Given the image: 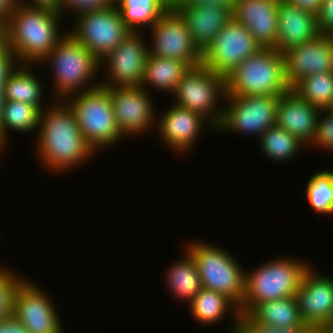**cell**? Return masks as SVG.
<instances>
[{"mask_svg": "<svg viewBox=\"0 0 333 333\" xmlns=\"http://www.w3.org/2000/svg\"><path fill=\"white\" fill-rule=\"evenodd\" d=\"M291 90L311 105L329 109L333 106V71L306 76Z\"/></svg>", "mask_w": 333, "mask_h": 333, "instance_id": "30", "label": "cell"}, {"mask_svg": "<svg viewBox=\"0 0 333 333\" xmlns=\"http://www.w3.org/2000/svg\"><path fill=\"white\" fill-rule=\"evenodd\" d=\"M218 131L261 135L276 125L279 96H226ZM225 130V131H224Z\"/></svg>", "mask_w": 333, "mask_h": 333, "instance_id": "10", "label": "cell"}, {"mask_svg": "<svg viewBox=\"0 0 333 333\" xmlns=\"http://www.w3.org/2000/svg\"><path fill=\"white\" fill-rule=\"evenodd\" d=\"M320 333H333V327L332 326H326L320 328Z\"/></svg>", "mask_w": 333, "mask_h": 333, "instance_id": "46", "label": "cell"}, {"mask_svg": "<svg viewBox=\"0 0 333 333\" xmlns=\"http://www.w3.org/2000/svg\"><path fill=\"white\" fill-rule=\"evenodd\" d=\"M282 54L291 88L306 76L333 71V43L329 35L320 34L312 41L286 49Z\"/></svg>", "mask_w": 333, "mask_h": 333, "instance_id": "17", "label": "cell"}, {"mask_svg": "<svg viewBox=\"0 0 333 333\" xmlns=\"http://www.w3.org/2000/svg\"><path fill=\"white\" fill-rule=\"evenodd\" d=\"M69 33L99 61L111 53L131 31L123 23L115 4L76 16Z\"/></svg>", "mask_w": 333, "mask_h": 333, "instance_id": "9", "label": "cell"}, {"mask_svg": "<svg viewBox=\"0 0 333 333\" xmlns=\"http://www.w3.org/2000/svg\"><path fill=\"white\" fill-rule=\"evenodd\" d=\"M62 19L54 9L16 2L4 26V39L18 63L40 64L68 33L59 31Z\"/></svg>", "mask_w": 333, "mask_h": 333, "instance_id": "2", "label": "cell"}, {"mask_svg": "<svg viewBox=\"0 0 333 333\" xmlns=\"http://www.w3.org/2000/svg\"><path fill=\"white\" fill-rule=\"evenodd\" d=\"M0 333H29L24 325L14 317L0 322Z\"/></svg>", "mask_w": 333, "mask_h": 333, "instance_id": "41", "label": "cell"}, {"mask_svg": "<svg viewBox=\"0 0 333 333\" xmlns=\"http://www.w3.org/2000/svg\"><path fill=\"white\" fill-rule=\"evenodd\" d=\"M5 148H2L0 147V153H3L2 151L4 150ZM1 156V155H0Z\"/></svg>", "mask_w": 333, "mask_h": 333, "instance_id": "49", "label": "cell"}, {"mask_svg": "<svg viewBox=\"0 0 333 333\" xmlns=\"http://www.w3.org/2000/svg\"><path fill=\"white\" fill-rule=\"evenodd\" d=\"M4 39V26L0 23V42Z\"/></svg>", "mask_w": 333, "mask_h": 333, "instance_id": "47", "label": "cell"}, {"mask_svg": "<svg viewBox=\"0 0 333 333\" xmlns=\"http://www.w3.org/2000/svg\"><path fill=\"white\" fill-rule=\"evenodd\" d=\"M191 67L185 63L174 59L162 58L148 53L144 78L141 87L146 89L149 85L159 91L174 93L177 84Z\"/></svg>", "mask_w": 333, "mask_h": 333, "instance_id": "24", "label": "cell"}, {"mask_svg": "<svg viewBox=\"0 0 333 333\" xmlns=\"http://www.w3.org/2000/svg\"><path fill=\"white\" fill-rule=\"evenodd\" d=\"M320 35L316 16L285 0L279 1L275 49L284 52L293 46L314 40Z\"/></svg>", "mask_w": 333, "mask_h": 333, "instance_id": "22", "label": "cell"}, {"mask_svg": "<svg viewBox=\"0 0 333 333\" xmlns=\"http://www.w3.org/2000/svg\"><path fill=\"white\" fill-rule=\"evenodd\" d=\"M17 63V64H16ZM18 66L15 54L5 39L0 42V85H5L9 74Z\"/></svg>", "mask_w": 333, "mask_h": 333, "instance_id": "37", "label": "cell"}, {"mask_svg": "<svg viewBox=\"0 0 333 333\" xmlns=\"http://www.w3.org/2000/svg\"><path fill=\"white\" fill-rule=\"evenodd\" d=\"M141 32H131L100 64L108 76L100 80L102 87H141L149 46Z\"/></svg>", "mask_w": 333, "mask_h": 333, "instance_id": "13", "label": "cell"}, {"mask_svg": "<svg viewBox=\"0 0 333 333\" xmlns=\"http://www.w3.org/2000/svg\"><path fill=\"white\" fill-rule=\"evenodd\" d=\"M64 102L74 112L85 140L96 153L124 137L116 123L109 87L100 85L68 96Z\"/></svg>", "mask_w": 333, "mask_h": 333, "instance_id": "7", "label": "cell"}, {"mask_svg": "<svg viewBox=\"0 0 333 333\" xmlns=\"http://www.w3.org/2000/svg\"><path fill=\"white\" fill-rule=\"evenodd\" d=\"M311 266L300 259L279 257L246 272L245 298L240 313H249L257 304L296 295L303 275Z\"/></svg>", "mask_w": 333, "mask_h": 333, "instance_id": "5", "label": "cell"}, {"mask_svg": "<svg viewBox=\"0 0 333 333\" xmlns=\"http://www.w3.org/2000/svg\"><path fill=\"white\" fill-rule=\"evenodd\" d=\"M299 333H320L319 327H306L304 330H301Z\"/></svg>", "mask_w": 333, "mask_h": 333, "instance_id": "45", "label": "cell"}, {"mask_svg": "<svg viewBox=\"0 0 333 333\" xmlns=\"http://www.w3.org/2000/svg\"><path fill=\"white\" fill-rule=\"evenodd\" d=\"M172 95L176 99L174 104L201 115L210 123L209 128L216 130L224 109L216 105L225 100L221 98L226 97V78L201 64L189 69Z\"/></svg>", "mask_w": 333, "mask_h": 333, "instance_id": "8", "label": "cell"}, {"mask_svg": "<svg viewBox=\"0 0 333 333\" xmlns=\"http://www.w3.org/2000/svg\"><path fill=\"white\" fill-rule=\"evenodd\" d=\"M37 133V154L52 171L71 170L96 154L64 101H55L41 111Z\"/></svg>", "mask_w": 333, "mask_h": 333, "instance_id": "1", "label": "cell"}, {"mask_svg": "<svg viewBox=\"0 0 333 333\" xmlns=\"http://www.w3.org/2000/svg\"><path fill=\"white\" fill-rule=\"evenodd\" d=\"M300 316L307 327L333 324V279L319 275L312 267L303 275L295 295Z\"/></svg>", "mask_w": 333, "mask_h": 333, "instance_id": "16", "label": "cell"}, {"mask_svg": "<svg viewBox=\"0 0 333 333\" xmlns=\"http://www.w3.org/2000/svg\"><path fill=\"white\" fill-rule=\"evenodd\" d=\"M166 112L162 113V117H157L156 126L160 133V140L174 152H182V155L192 149L201 129L208 123L201 115L182 108L176 104L168 107ZM207 122V123H206ZM205 124V125H204ZM203 126V127H202Z\"/></svg>", "mask_w": 333, "mask_h": 333, "instance_id": "19", "label": "cell"}, {"mask_svg": "<svg viewBox=\"0 0 333 333\" xmlns=\"http://www.w3.org/2000/svg\"><path fill=\"white\" fill-rule=\"evenodd\" d=\"M260 49L261 46L246 27L231 19L202 53L201 64L226 78L239 64Z\"/></svg>", "mask_w": 333, "mask_h": 333, "instance_id": "11", "label": "cell"}, {"mask_svg": "<svg viewBox=\"0 0 333 333\" xmlns=\"http://www.w3.org/2000/svg\"><path fill=\"white\" fill-rule=\"evenodd\" d=\"M306 198L312 209L320 214H333V171H317L306 185Z\"/></svg>", "mask_w": 333, "mask_h": 333, "instance_id": "32", "label": "cell"}, {"mask_svg": "<svg viewBox=\"0 0 333 333\" xmlns=\"http://www.w3.org/2000/svg\"><path fill=\"white\" fill-rule=\"evenodd\" d=\"M306 327H278L257 322L249 313H240L237 333H299Z\"/></svg>", "mask_w": 333, "mask_h": 333, "instance_id": "35", "label": "cell"}, {"mask_svg": "<svg viewBox=\"0 0 333 333\" xmlns=\"http://www.w3.org/2000/svg\"><path fill=\"white\" fill-rule=\"evenodd\" d=\"M259 139L262 153L276 162L291 159L304 145L294 135L277 125L268 128Z\"/></svg>", "mask_w": 333, "mask_h": 333, "instance_id": "31", "label": "cell"}, {"mask_svg": "<svg viewBox=\"0 0 333 333\" xmlns=\"http://www.w3.org/2000/svg\"><path fill=\"white\" fill-rule=\"evenodd\" d=\"M299 9L317 15L323 0H285Z\"/></svg>", "mask_w": 333, "mask_h": 333, "instance_id": "40", "label": "cell"}, {"mask_svg": "<svg viewBox=\"0 0 333 333\" xmlns=\"http://www.w3.org/2000/svg\"><path fill=\"white\" fill-rule=\"evenodd\" d=\"M4 103H5L4 85H0V113L2 111Z\"/></svg>", "mask_w": 333, "mask_h": 333, "instance_id": "44", "label": "cell"}, {"mask_svg": "<svg viewBox=\"0 0 333 333\" xmlns=\"http://www.w3.org/2000/svg\"><path fill=\"white\" fill-rule=\"evenodd\" d=\"M112 4H114V0H60L59 13L64 16L63 13L70 10L75 18L86 12L99 11L110 7Z\"/></svg>", "mask_w": 333, "mask_h": 333, "instance_id": "36", "label": "cell"}, {"mask_svg": "<svg viewBox=\"0 0 333 333\" xmlns=\"http://www.w3.org/2000/svg\"><path fill=\"white\" fill-rule=\"evenodd\" d=\"M316 21L320 34L328 35L333 31V0H323Z\"/></svg>", "mask_w": 333, "mask_h": 333, "instance_id": "38", "label": "cell"}, {"mask_svg": "<svg viewBox=\"0 0 333 333\" xmlns=\"http://www.w3.org/2000/svg\"><path fill=\"white\" fill-rule=\"evenodd\" d=\"M189 28L190 35L203 53L218 32L231 20L233 14L220 6L197 4H172Z\"/></svg>", "mask_w": 333, "mask_h": 333, "instance_id": "21", "label": "cell"}, {"mask_svg": "<svg viewBox=\"0 0 333 333\" xmlns=\"http://www.w3.org/2000/svg\"><path fill=\"white\" fill-rule=\"evenodd\" d=\"M53 303L49 295L27 278L17 290L13 317L29 333H64Z\"/></svg>", "mask_w": 333, "mask_h": 333, "instance_id": "15", "label": "cell"}, {"mask_svg": "<svg viewBox=\"0 0 333 333\" xmlns=\"http://www.w3.org/2000/svg\"><path fill=\"white\" fill-rule=\"evenodd\" d=\"M183 253L184 257L168 268L165 281L174 298L189 304L202 289V283L193 258L186 250Z\"/></svg>", "mask_w": 333, "mask_h": 333, "instance_id": "27", "label": "cell"}, {"mask_svg": "<svg viewBox=\"0 0 333 333\" xmlns=\"http://www.w3.org/2000/svg\"><path fill=\"white\" fill-rule=\"evenodd\" d=\"M40 115L41 110L34 105L5 100L0 113V147L6 148L8 130L20 133L38 130Z\"/></svg>", "mask_w": 333, "mask_h": 333, "instance_id": "28", "label": "cell"}, {"mask_svg": "<svg viewBox=\"0 0 333 333\" xmlns=\"http://www.w3.org/2000/svg\"><path fill=\"white\" fill-rule=\"evenodd\" d=\"M47 61L54 74L53 95L57 97L54 101H64L68 96L100 86V81L91 84L97 71L102 69L100 61L69 32L58 41L41 63Z\"/></svg>", "mask_w": 333, "mask_h": 333, "instance_id": "3", "label": "cell"}, {"mask_svg": "<svg viewBox=\"0 0 333 333\" xmlns=\"http://www.w3.org/2000/svg\"><path fill=\"white\" fill-rule=\"evenodd\" d=\"M27 65L21 64L22 67L18 65L9 74L4 85L5 100L28 103L42 111L46 108L41 103L44 87L42 81L40 82L34 72H31V64Z\"/></svg>", "mask_w": 333, "mask_h": 333, "instance_id": "26", "label": "cell"}, {"mask_svg": "<svg viewBox=\"0 0 333 333\" xmlns=\"http://www.w3.org/2000/svg\"><path fill=\"white\" fill-rule=\"evenodd\" d=\"M320 112L321 109L299 97L293 90H289L279 96L276 125L310 147L315 137Z\"/></svg>", "mask_w": 333, "mask_h": 333, "instance_id": "20", "label": "cell"}, {"mask_svg": "<svg viewBox=\"0 0 333 333\" xmlns=\"http://www.w3.org/2000/svg\"><path fill=\"white\" fill-rule=\"evenodd\" d=\"M152 29V30H151ZM149 53L187 63L191 68L201 65L202 52L195 45L181 15L171 7L151 28Z\"/></svg>", "mask_w": 333, "mask_h": 333, "instance_id": "12", "label": "cell"}, {"mask_svg": "<svg viewBox=\"0 0 333 333\" xmlns=\"http://www.w3.org/2000/svg\"><path fill=\"white\" fill-rule=\"evenodd\" d=\"M148 91L143 87H109L116 123L123 136H139L157 124Z\"/></svg>", "mask_w": 333, "mask_h": 333, "instance_id": "14", "label": "cell"}, {"mask_svg": "<svg viewBox=\"0 0 333 333\" xmlns=\"http://www.w3.org/2000/svg\"><path fill=\"white\" fill-rule=\"evenodd\" d=\"M188 305L196 323L198 321L208 326L218 324L217 322L221 321L225 315H232L234 324L232 331H229L237 333L240 318L239 307L224 294L202 288Z\"/></svg>", "mask_w": 333, "mask_h": 333, "instance_id": "23", "label": "cell"}, {"mask_svg": "<svg viewBox=\"0 0 333 333\" xmlns=\"http://www.w3.org/2000/svg\"><path fill=\"white\" fill-rule=\"evenodd\" d=\"M324 112V113H323ZM323 116L321 117V114ZM321 117V118H320ZM318 146L325 150L333 151V110L321 109L318 117L315 137L312 141L311 147Z\"/></svg>", "mask_w": 333, "mask_h": 333, "instance_id": "34", "label": "cell"}, {"mask_svg": "<svg viewBox=\"0 0 333 333\" xmlns=\"http://www.w3.org/2000/svg\"><path fill=\"white\" fill-rule=\"evenodd\" d=\"M16 2H20L25 5L31 6H42V7H48L51 9H54L56 11H59V4L60 0H16Z\"/></svg>", "mask_w": 333, "mask_h": 333, "instance_id": "43", "label": "cell"}, {"mask_svg": "<svg viewBox=\"0 0 333 333\" xmlns=\"http://www.w3.org/2000/svg\"><path fill=\"white\" fill-rule=\"evenodd\" d=\"M123 23L131 32L149 29L172 7V0H114Z\"/></svg>", "mask_w": 333, "mask_h": 333, "instance_id": "25", "label": "cell"}, {"mask_svg": "<svg viewBox=\"0 0 333 333\" xmlns=\"http://www.w3.org/2000/svg\"><path fill=\"white\" fill-rule=\"evenodd\" d=\"M185 245L196 264L202 288L224 294L240 308L245 298L246 270L220 246L194 240Z\"/></svg>", "mask_w": 333, "mask_h": 333, "instance_id": "6", "label": "cell"}, {"mask_svg": "<svg viewBox=\"0 0 333 333\" xmlns=\"http://www.w3.org/2000/svg\"><path fill=\"white\" fill-rule=\"evenodd\" d=\"M249 314L259 323L278 327H307L295 296L257 304Z\"/></svg>", "mask_w": 333, "mask_h": 333, "instance_id": "29", "label": "cell"}, {"mask_svg": "<svg viewBox=\"0 0 333 333\" xmlns=\"http://www.w3.org/2000/svg\"><path fill=\"white\" fill-rule=\"evenodd\" d=\"M328 35H329V37L331 38V40H332V43H333V31H332V32H330Z\"/></svg>", "mask_w": 333, "mask_h": 333, "instance_id": "48", "label": "cell"}, {"mask_svg": "<svg viewBox=\"0 0 333 333\" xmlns=\"http://www.w3.org/2000/svg\"><path fill=\"white\" fill-rule=\"evenodd\" d=\"M236 0H172V4H197L220 6L229 9L232 13L235 7Z\"/></svg>", "mask_w": 333, "mask_h": 333, "instance_id": "39", "label": "cell"}, {"mask_svg": "<svg viewBox=\"0 0 333 333\" xmlns=\"http://www.w3.org/2000/svg\"><path fill=\"white\" fill-rule=\"evenodd\" d=\"M16 4V0H0V23L5 26L11 12Z\"/></svg>", "mask_w": 333, "mask_h": 333, "instance_id": "42", "label": "cell"}, {"mask_svg": "<svg viewBox=\"0 0 333 333\" xmlns=\"http://www.w3.org/2000/svg\"><path fill=\"white\" fill-rule=\"evenodd\" d=\"M0 267V322L13 317L14 300L18 288L26 280L10 268Z\"/></svg>", "mask_w": 333, "mask_h": 333, "instance_id": "33", "label": "cell"}, {"mask_svg": "<svg viewBox=\"0 0 333 333\" xmlns=\"http://www.w3.org/2000/svg\"><path fill=\"white\" fill-rule=\"evenodd\" d=\"M291 90L283 54L261 48L226 77V96H281Z\"/></svg>", "mask_w": 333, "mask_h": 333, "instance_id": "4", "label": "cell"}, {"mask_svg": "<svg viewBox=\"0 0 333 333\" xmlns=\"http://www.w3.org/2000/svg\"><path fill=\"white\" fill-rule=\"evenodd\" d=\"M280 0H236L233 19L253 35L261 48L275 49Z\"/></svg>", "mask_w": 333, "mask_h": 333, "instance_id": "18", "label": "cell"}]
</instances>
